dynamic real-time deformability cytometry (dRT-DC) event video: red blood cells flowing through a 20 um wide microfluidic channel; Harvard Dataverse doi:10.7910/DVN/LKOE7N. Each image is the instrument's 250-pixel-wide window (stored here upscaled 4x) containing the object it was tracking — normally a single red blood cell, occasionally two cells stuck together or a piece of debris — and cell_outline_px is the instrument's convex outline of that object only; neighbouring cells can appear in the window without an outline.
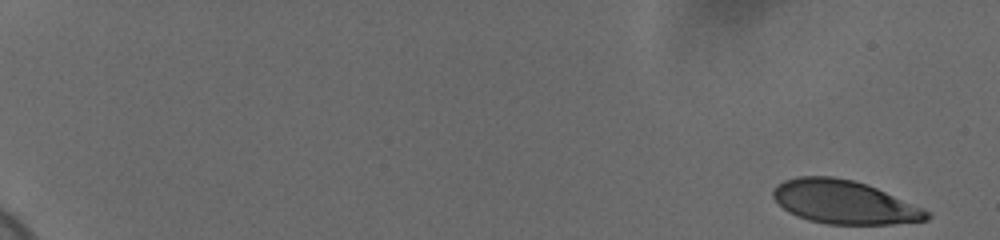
{"species": "human", "species_latin": "Homo sapiens", "temperature_condition": "cold", "stored_images_in_passage": 57, "camera_frame_rate_fps": 3000, "um_per_image_px": 0.085, "donor": {"sex": "female"}, "frame": {"image": 1, "passage_image": 1, "time_ms": 0.0, "image_size_px": [1000, 240], "cell_outline_px": [[932, 216], [928, 220], [892, 224], [828, 224], [808, 220], [796, 216], [788, 212], [772, 196], [772, 188], [776, 184], [784, 180], [796, 176], [832, 176], [852, 180], [868, 184], [924, 208], [932, 212]], "centroid_in_image_um": [71.77, 17.17], "position_along_channel_um": 13.2, "area_um2": 39.25}}
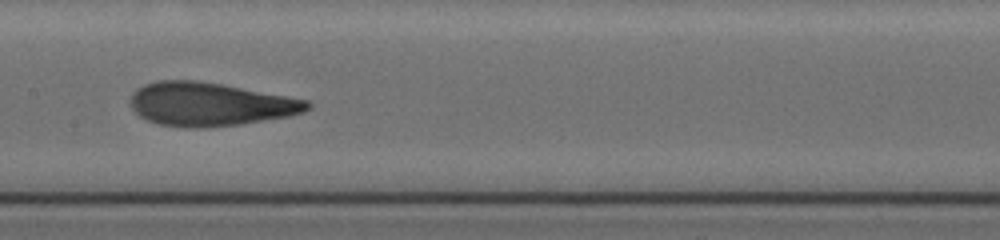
{"frame": {"image": 2, "passage_image": 32, "time_ms": 10.333, "image_size_px": [1000, 240], "cell_outline_px": [[312, 108], [304, 112], [288, 116], [240, 124], [196, 128], [184, 128], [156, 124], [140, 116], [132, 108], [132, 92], [136, 88], [144, 84], [156, 80], [196, 80], [220, 84], [308, 100], [312, 104]], "centroid_in_image_um": [17.83, 8.86], "position_along_channel_um": 189.6, "area_um2": 44.68}}
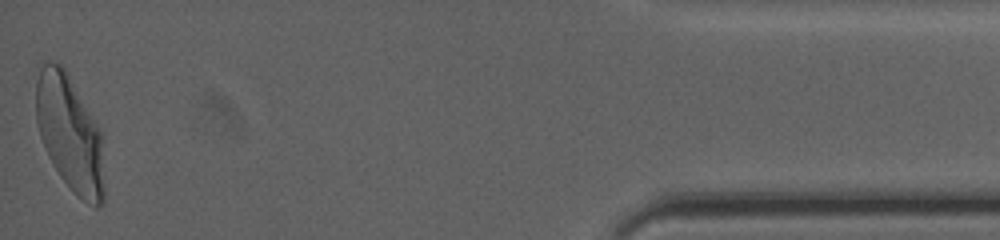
{"frame": {"image": 3, "passage_image": 57, "time_ms": 18.667, "image_size_px": [1000, 240], "cell_outline_px": [[104, 204], [96, 208], [88, 204], [72, 192], [60, 176], [52, 164], [48, 156], [40, 136], [36, 120], [36, 64], [44, 60], [60, 64], [68, 72], [96, 124], [100, 132], [104, 188]], "centroid_in_image_um": [5.89, 11.31], "position_along_channel_um": 429.3, "area_um2": 46.41}, "authors_computed_cell_mechanics": {"area_um2": 43.1188, "velocity_mm_per_s": 3.6803, "shape_relaxation_time_tau1_ms": 4.3485, "shape_relaxation_time_tau2_ms": 0.9993, "deformation_change_tau1": 0.199, "deformation_change_tau2": 0.0966}}